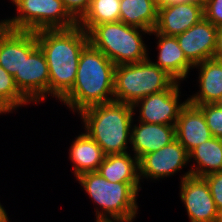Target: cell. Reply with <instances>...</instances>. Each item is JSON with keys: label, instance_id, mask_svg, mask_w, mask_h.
<instances>
[{"label": "cell", "instance_id": "obj_31", "mask_svg": "<svg viewBox=\"0 0 222 222\" xmlns=\"http://www.w3.org/2000/svg\"><path fill=\"white\" fill-rule=\"evenodd\" d=\"M153 2H154L158 7L169 4V0H153Z\"/></svg>", "mask_w": 222, "mask_h": 222}, {"label": "cell", "instance_id": "obj_30", "mask_svg": "<svg viewBox=\"0 0 222 222\" xmlns=\"http://www.w3.org/2000/svg\"><path fill=\"white\" fill-rule=\"evenodd\" d=\"M188 2H195L204 6L207 0H169V4L188 3Z\"/></svg>", "mask_w": 222, "mask_h": 222}, {"label": "cell", "instance_id": "obj_3", "mask_svg": "<svg viewBox=\"0 0 222 222\" xmlns=\"http://www.w3.org/2000/svg\"><path fill=\"white\" fill-rule=\"evenodd\" d=\"M132 105L112 101L93 105L79 113L84 131L102 148L105 155L130 152Z\"/></svg>", "mask_w": 222, "mask_h": 222}, {"label": "cell", "instance_id": "obj_25", "mask_svg": "<svg viewBox=\"0 0 222 222\" xmlns=\"http://www.w3.org/2000/svg\"><path fill=\"white\" fill-rule=\"evenodd\" d=\"M196 106L202 110L211 134L216 138H222V103Z\"/></svg>", "mask_w": 222, "mask_h": 222}, {"label": "cell", "instance_id": "obj_24", "mask_svg": "<svg viewBox=\"0 0 222 222\" xmlns=\"http://www.w3.org/2000/svg\"><path fill=\"white\" fill-rule=\"evenodd\" d=\"M30 103L17 88L14 77L0 66V114L13 113V110Z\"/></svg>", "mask_w": 222, "mask_h": 222}, {"label": "cell", "instance_id": "obj_6", "mask_svg": "<svg viewBox=\"0 0 222 222\" xmlns=\"http://www.w3.org/2000/svg\"><path fill=\"white\" fill-rule=\"evenodd\" d=\"M150 57L115 67L114 101L134 105L142 98L169 89L176 80L155 65Z\"/></svg>", "mask_w": 222, "mask_h": 222}, {"label": "cell", "instance_id": "obj_28", "mask_svg": "<svg viewBox=\"0 0 222 222\" xmlns=\"http://www.w3.org/2000/svg\"><path fill=\"white\" fill-rule=\"evenodd\" d=\"M92 0H62L69 14L78 22L87 12Z\"/></svg>", "mask_w": 222, "mask_h": 222}, {"label": "cell", "instance_id": "obj_15", "mask_svg": "<svg viewBox=\"0 0 222 222\" xmlns=\"http://www.w3.org/2000/svg\"><path fill=\"white\" fill-rule=\"evenodd\" d=\"M138 122V124L132 122L130 135L131 151L138 160L176 139L175 125Z\"/></svg>", "mask_w": 222, "mask_h": 222}, {"label": "cell", "instance_id": "obj_13", "mask_svg": "<svg viewBox=\"0 0 222 222\" xmlns=\"http://www.w3.org/2000/svg\"><path fill=\"white\" fill-rule=\"evenodd\" d=\"M37 46L36 32L11 30L0 23V66L13 77L20 72L24 56Z\"/></svg>", "mask_w": 222, "mask_h": 222}, {"label": "cell", "instance_id": "obj_18", "mask_svg": "<svg viewBox=\"0 0 222 222\" xmlns=\"http://www.w3.org/2000/svg\"><path fill=\"white\" fill-rule=\"evenodd\" d=\"M193 68L198 69L200 90L190 95L188 102L193 105L222 103V61L211 58Z\"/></svg>", "mask_w": 222, "mask_h": 222}, {"label": "cell", "instance_id": "obj_19", "mask_svg": "<svg viewBox=\"0 0 222 222\" xmlns=\"http://www.w3.org/2000/svg\"><path fill=\"white\" fill-rule=\"evenodd\" d=\"M97 171L109 182L129 183L137 192L142 189L139 160L129 152L106 155Z\"/></svg>", "mask_w": 222, "mask_h": 222}, {"label": "cell", "instance_id": "obj_29", "mask_svg": "<svg viewBox=\"0 0 222 222\" xmlns=\"http://www.w3.org/2000/svg\"><path fill=\"white\" fill-rule=\"evenodd\" d=\"M214 58L222 61V26L218 27Z\"/></svg>", "mask_w": 222, "mask_h": 222}, {"label": "cell", "instance_id": "obj_26", "mask_svg": "<svg viewBox=\"0 0 222 222\" xmlns=\"http://www.w3.org/2000/svg\"><path fill=\"white\" fill-rule=\"evenodd\" d=\"M213 197L215 206L218 211L222 210V171L209 174L203 177Z\"/></svg>", "mask_w": 222, "mask_h": 222}, {"label": "cell", "instance_id": "obj_33", "mask_svg": "<svg viewBox=\"0 0 222 222\" xmlns=\"http://www.w3.org/2000/svg\"><path fill=\"white\" fill-rule=\"evenodd\" d=\"M217 222H222V210L219 211V214H218V221Z\"/></svg>", "mask_w": 222, "mask_h": 222}, {"label": "cell", "instance_id": "obj_7", "mask_svg": "<svg viewBox=\"0 0 222 222\" xmlns=\"http://www.w3.org/2000/svg\"><path fill=\"white\" fill-rule=\"evenodd\" d=\"M17 15L1 19L0 23L11 30L37 32L45 29L72 28L78 22L69 14L62 0H11Z\"/></svg>", "mask_w": 222, "mask_h": 222}, {"label": "cell", "instance_id": "obj_8", "mask_svg": "<svg viewBox=\"0 0 222 222\" xmlns=\"http://www.w3.org/2000/svg\"><path fill=\"white\" fill-rule=\"evenodd\" d=\"M180 84L179 81H176L169 89L148 95L137 101L132 106L134 112L139 110V116L136 121L176 125L182 108L188 102V99L179 102V97L181 96ZM137 107L139 108L138 110L136 109Z\"/></svg>", "mask_w": 222, "mask_h": 222}, {"label": "cell", "instance_id": "obj_22", "mask_svg": "<svg viewBox=\"0 0 222 222\" xmlns=\"http://www.w3.org/2000/svg\"><path fill=\"white\" fill-rule=\"evenodd\" d=\"M158 19V6L153 0H121L120 22L152 31Z\"/></svg>", "mask_w": 222, "mask_h": 222}, {"label": "cell", "instance_id": "obj_11", "mask_svg": "<svg viewBox=\"0 0 222 222\" xmlns=\"http://www.w3.org/2000/svg\"><path fill=\"white\" fill-rule=\"evenodd\" d=\"M189 164V153L175 139L163 148L144 155L139 160V177L143 179L160 180L171 177Z\"/></svg>", "mask_w": 222, "mask_h": 222}, {"label": "cell", "instance_id": "obj_1", "mask_svg": "<svg viewBox=\"0 0 222 222\" xmlns=\"http://www.w3.org/2000/svg\"><path fill=\"white\" fill-rule=\"evenodd\" d=\"M36 39L49 68V96L60 101L75 83L81 52L89 43L88 34L77 24L67 29L39 30Z\"/></svg>", "mask_w": 222, "mask_h": 222}, {"label": "cell", "instance_id": "obj_27", "mask_svg": "<svg viewBox=\"0 0 222 222\" xmlns=\"http://www.w3.org/2000/svg\"><path fill=\"white\" fill-rule=\"evenodd\" d=\"M203 12L204 18L214 26H222V0H207Z\"/></svg>", "mask_w": 222, "mask_h": 222}, {"label": "cell", "instance_id": "obj_2", "mask_svg": "<svg viewBox=\"0 0 222 222\" xmlns=\"http://www.w3.org/2000/svg\"><path fill=\"white\" fill-rule=\"evenodd\" d=\"M116 65L88 43L81 52L72 89L60 100L74 113L114 101Z\"/></svg>", "mask_w": 222, "mask_h": 222}, {"label": "cell", "instance_id": "obj_14", "mask_svg": "<svg viewBox=\"0 0 222 222\" xmlns=\"http://www.w3.org/2000/svg\"><path fill=\"white\" fill-rule=\"evenodd\" d=\"M204 17L203 6L195 2L168 4L158 7L154 30L167 36H177Z\"/></svg>", "mask_w": 222, "mask_h": 222}, {"label": "cell", "instance_id": "obj_32", "mask_svg": "<svg viewBox=\"0 0 222 222\" xmlns=\"http://www.w3.org/2000/svg\"><path fill=\"white\" fill-rule=\"evenodd\" d=\"M6 215H8L7 214V212H6V209L3 207V205H1V203H0V220L2 219V218H4Z\"/></svg>", "mask_w": 222, "mask_h": 222}, {"label": "cell", "instance_id": "obj_10", "mask_svg": "<svg viewBox=\"0 0 222 222\" xmlns=\"http://www.w3.org/2000/svg\"><path fill=\"white\" fill-rule=\"evenodd\" d=\"M19 91L32 103L43 102L49 95V68L39 46L24 56L20 72L14 76Z\"/></svg>", "mask_w": 222, "mask_h": 222}, {"label": "cell", "instance_id": "obj_12", "mask_svg": "<svg viewBox=\"0 0 222 222\" xmlns=\"http://www.w3.org/2000/svg\"><path fill=\"white\" fill-rule=\"evenodd\" d=\"M218 27L204 17L183 33L176 36L187 60L194 66L214 58Z\"/></svg>", "mask_w": 222, "mask_h": 222}, {"label": "cell", "instance_id": "obj_21", "mask_svg": "<svg viewBox=\"0 0 222 222\" xmlns=\"http://www.w3.org/2000/svg\"><path fill=\"white\" fill-rule=\"evenodd\" d=\"M193 160L195 164H191L192 168L188 170L193 176L205 177L209 174L222 171L221 138L213 136L192 149L189 152V162Z\"/></svg>", "mask_w": 222, "mask_h": 222}, {"label": "cell", "instance_id": "obj_23", "mask_svg": "<svg viewBox=\"0 0 222 222\" xmlns=\"http://www.w3.org/2000/svg\"><path fill=\"white\" fill-rule=\"evenodd\" d=\"M121 0H92L78 25L87 33L101 23L119 22Z\"/></svg>", "mask_w": 222, "mask_h": 222}, {"label": "cell", "instance_id": "obj_5", "mask_svg": "<svg viewBox=\"0 0 222 222\" xmlns=\"http://www.w3.org/2000/svg\"><path fill=\"white\" fill-rule=\"evenodd\" d=\"M87 34L89 43L116 66L149 58L148 46L142 36L150 35V31L119 21L95 25Z\"/></svg>", "mask_w": 222, "mask_h": 222}, {"label": "cell", "instance_id": "obj_20", "mask_svg": "<svg viewBox=\"0 0 222 222\" xmlns=\"http://www.w3.org/2000/svg\"><path fill=\"white\" fill-rule=\"evenodd\" d=\"M105 156L102 148L85 131L81 132L69 149L74 178L86 172L97 171Z\"/></svg>", "mask_w": 222, "mask_h": 222}, {"label": "cell", "instance_id": "obj_4", "mask_svg": "<svg viewBox=\"0 0 222 222\" xmlns=\"http://www.w3.org/2000/svg\"><path fill=\"white\" fill-rule=\"evenodd\" d=\"M76 180L98 206L95 220L130 221L136 218L138 192L129 183L109 182L98 171L83 173Z\"/></svg>", "mask_w": 222, "mask_h": 222}, {"label": "cell", "instance_id": "obj_34", "mask_svg": "<svg viewBox=\"0 0 222 222\" xmlns=\"http://www.w3.org/2000/svg\"><path fill=\"white\" fill-rule=\"evenodd\" d=\"M0 222H10L8 216L6 215L4 218L0 220Z\"/></svg>", "mask_w": 222, "mask_h": 222}, {"label": "cell", "instance_id": "obj_17", "mask_svg": "<svg viewBox=\"0 0 222 222\" xmlns=\"http://www.w3.org/2000/svg\"><path fill=\"white\" fill-rule=\"evenodd\" d=\"M152 34L156 36V39L158 38L156 48L159 51L157 61L153 63L165 70L176 81H184L194 66L185 57L176 36H167L155 30L150 32V36Z\"/></svg>", "mask_w": 222, "mask_h": 222}, {"label": "cell", "instance_id": "obj_9", "mask_svg": "<svg viewBox=\"0 0 222 222\" xmlns=\"http://www.w3.org/2000/svg\"><path fill=\"white\" fill-rule=\"evenodd\" d=\"M180 181V199L187 210L190 222H217V210L209 186L203 177L182 174Z\"/></svg>", "mask_w": 222, "mask_h": 222}, {"label": "cell", "instance_id": "obj_16", "mask_svg": "<svg viewBox=\"0 0 222 222\" xmlns=\"http://www.w3.org/2000/svg\"><path fill=\"white\" fill-rule=\"evenodd\" d=\"M175 128L176 139L188 153L213 137L202 110L189 102L182 108Z\"/></svg>", "mask_w": 222, "mask_h": 222}]
</instances>
